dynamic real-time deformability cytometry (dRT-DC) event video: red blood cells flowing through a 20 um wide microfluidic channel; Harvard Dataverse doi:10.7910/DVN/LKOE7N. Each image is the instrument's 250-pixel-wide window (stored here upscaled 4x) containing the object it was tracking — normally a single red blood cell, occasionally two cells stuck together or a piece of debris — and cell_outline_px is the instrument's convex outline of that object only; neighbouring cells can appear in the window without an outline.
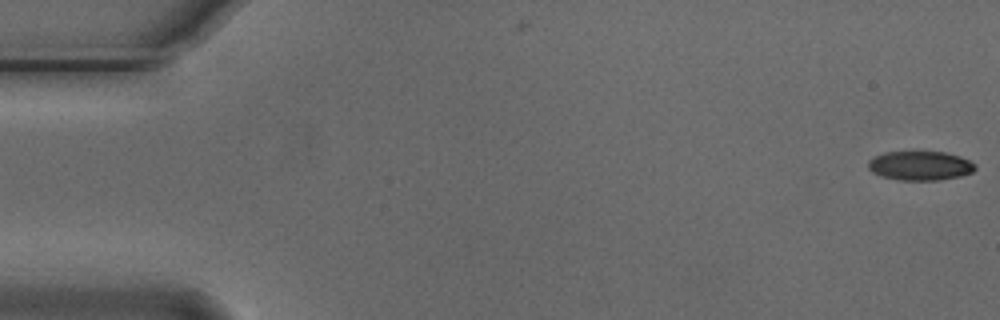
{"species": "Egyptian fruit bat (a non-hibernating species)", "species_latin": "Rousettus aegyptiacus", "temperature_condition": "cold", "stored_images_in_passage": 5, "camera_frame_rate_fps": 3000, "um_per_image_px": 0.085, "animal": {"sex": "male"}, "frame": {"image": 1, "passage_image": 1, "time_ms": 0.0, "image_size_px": [1000, 320], "cell_outline_px": [[976, 168], [972, 172], [960, 176], [940, 180], [900, 180], [880, 176], [872, 172], [868, 168], [868, 160], [872, 156], [884, 152], [944, 152], [960, 156], [976, 164]], "centroid_in_image_um": [78.18, 14.08], "position_along_channel_um": 6.8, "area_um2": 18.32}}
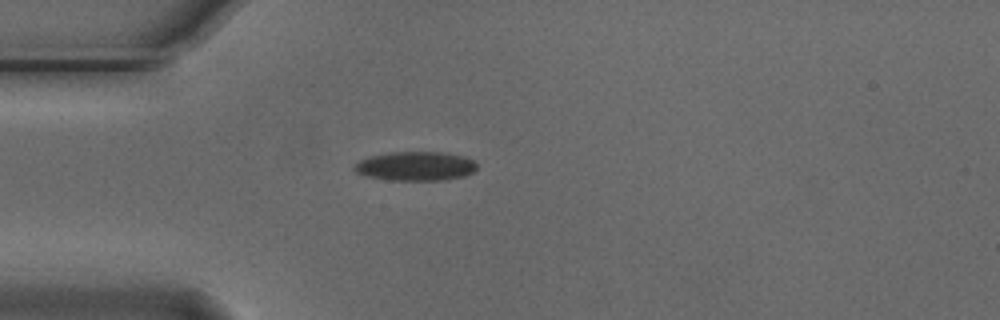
{"frame": {"image": 2, "passage_image": 5, "time_ms": 1.333, "image_size_px": [1000, 320], "cell_outline_px": [[476, 168], [472, 172], [464, 176], [444, 180], [392, 180], [372, 176], [356, 172], [352, 168], [360, 160], [368, 156], [388, 152], [444, 152], [464, 156], [472, 160], [476, 164]], "centroid_in_image_um": [35.33, 14.11], "position_along_channel_um": 49.7, "area_um2": 20.63}}